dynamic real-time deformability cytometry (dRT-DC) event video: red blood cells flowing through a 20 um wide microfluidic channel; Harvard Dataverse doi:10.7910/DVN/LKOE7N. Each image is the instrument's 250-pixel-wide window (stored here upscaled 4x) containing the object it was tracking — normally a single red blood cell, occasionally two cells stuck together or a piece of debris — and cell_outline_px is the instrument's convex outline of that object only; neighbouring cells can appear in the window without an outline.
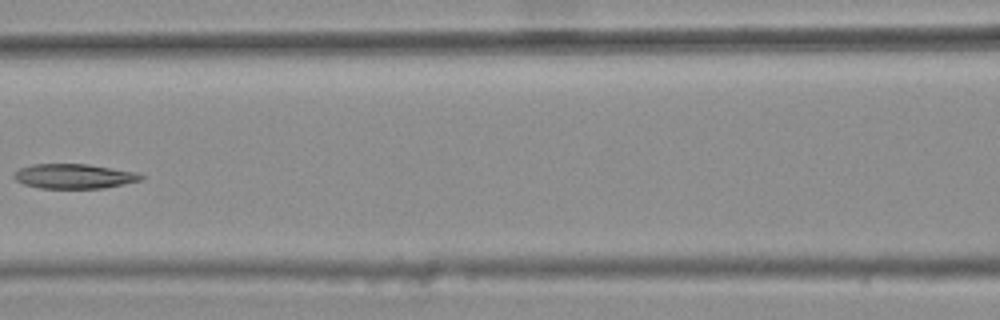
{"species": "common noctule bat (a hibernating species)", "species_latin": "Nyctalus noctula", "temperature_condition": "warm", "stored_images_in_passage": 8, "camera_frame_rate_fps": 3000, "um_per_image_px": 0.085, "animal": {"sex": "female", "body_mass_g": 25.1}, "frame": {"image": 1, "passage_image": 7, "time_ms": 2.0, "image_size_px": [1000, 320], "cell_outline_px": [[144, 180], [104, 188], [40, 188], [24, 184], [16, 180], [12, 176], [20, 168], [32, 164], [88, 164], [136, 172], [144, 176]], "centroid_in_image_um": [6.32, 14.98], "position_along_channel_um": 160.3, "area_um2": 18.26}}
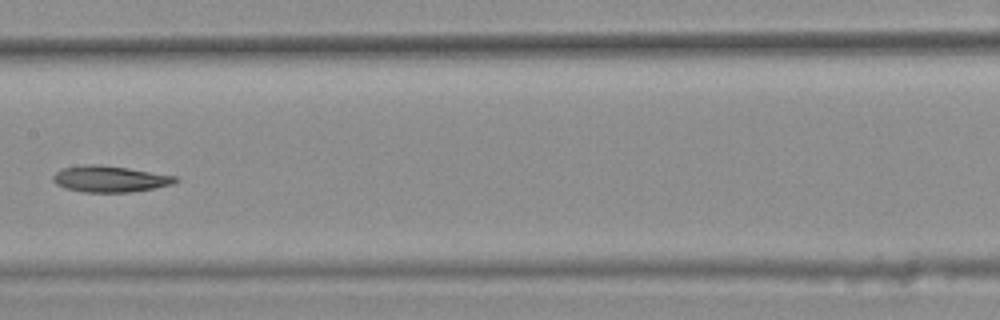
{"frame": {"image": 2, "passage_image": 8, "time_ms": 2.333, "image_size_px": [1000, 320], "cell_outline_px": [[180, 180], [172, 184], [132, 192], [84, 192], [64, 188], [56, 184], [52, 180], [52, 176], [60, 168], [88, 164], [96, 164], [128, 168], [176, 176]], "centroid_in_image_um": [9.3, 15.21], "position_along_channel_um": 198.1, "area_um2": 18.73}}